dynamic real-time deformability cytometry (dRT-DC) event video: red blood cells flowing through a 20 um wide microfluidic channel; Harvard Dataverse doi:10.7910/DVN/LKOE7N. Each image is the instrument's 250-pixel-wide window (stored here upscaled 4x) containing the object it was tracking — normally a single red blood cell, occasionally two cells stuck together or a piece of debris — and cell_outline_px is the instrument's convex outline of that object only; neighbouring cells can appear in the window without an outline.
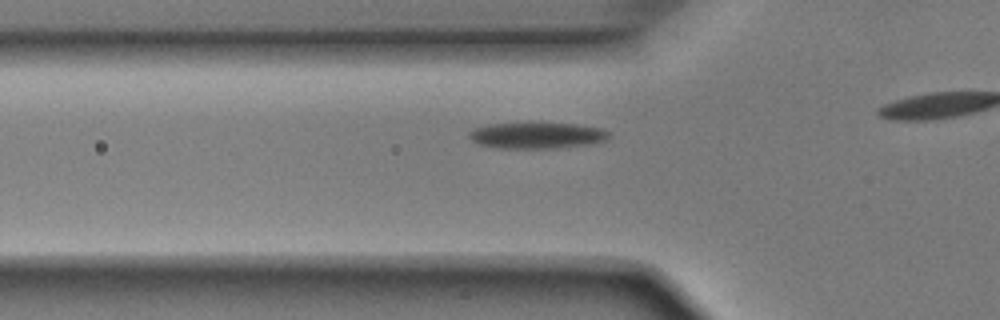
{"species": "Egyptian fruit bat (a non-hibernating species)", "species_latin": "Rousettus aegyptiacus", "temperature_condition": "room temperature", "stored_images_in_passage": 19, "camera_frame_rate_fps": 3000, "um_per_image_px": 0.085, "animal": {"sex": "male"}, "frame": {"image": 1, "passage_image": 14, "time_ms": 4.333, "image_size_px": [1000, 320], "cell_outline_px": [[608, 136], [604, 140], [592, 144], [552, 148], [500, 148], [480, 144], [472, 140], [468, 136], [468, 132], [472, 128], [488, 124], [532, 120], [576, 124], [600, 128], [608, 132]], "centroid_in_image_um": [45.57, 11.46], "position_along_channel_um": 80.2, "area_um2": 22.14}}